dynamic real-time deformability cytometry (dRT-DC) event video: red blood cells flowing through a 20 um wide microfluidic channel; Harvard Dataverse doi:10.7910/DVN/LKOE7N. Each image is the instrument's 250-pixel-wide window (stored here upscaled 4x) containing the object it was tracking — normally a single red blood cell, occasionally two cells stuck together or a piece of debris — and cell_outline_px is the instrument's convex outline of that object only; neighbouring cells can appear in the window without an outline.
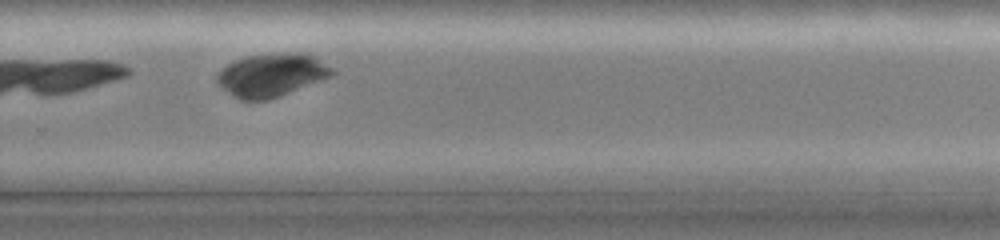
{"species": "common noctule bat (a hibernating species)", "species_latin": "Nyctalus noctula", "temperature_condition": "cold", "stored_images_in_passage": 25, "camera_frame_rate_fps": 3000, "um_per_image_px": 0.085, "animal": {"sex": "female", "body_mass_g": 19.0, "forearm_length_mm": 51.5}, "frame": {"image": 1, "passage_image": 18, "time_ms": 7.333, "image_size_px": [1000, 240], "cell_outline_px": [[336, 72], [332, 76], [268, 100], [240, 100], [228, 92], [216, 80], [216, 76], [228, 64], [244, 56], [268, 52], [308, 52], [316, 56], [332, 68]], "centroid_in_image_um": [23.13, 6.33], "position_along_channel_um": 306.7, "area_um2": 29.13}}